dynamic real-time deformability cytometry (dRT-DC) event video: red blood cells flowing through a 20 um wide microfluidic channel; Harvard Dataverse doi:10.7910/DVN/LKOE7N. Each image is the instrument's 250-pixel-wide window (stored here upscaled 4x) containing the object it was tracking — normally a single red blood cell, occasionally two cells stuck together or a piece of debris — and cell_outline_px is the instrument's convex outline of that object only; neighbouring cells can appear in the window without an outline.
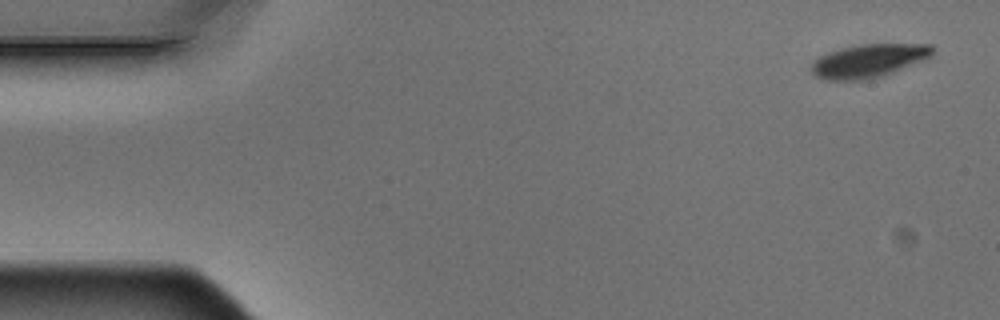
{"species": "Egyptian fruit bat (a non-hibernating species)", "species_latin": "Rousettus aegyptiacus", "temperature_condition": "warm", "stored_images_in_passage": 6, "segment_of_instrument_passage": [1, 2], "camera_frame_rate_fps": 3000, "um_per_image_px": 0.085, "animal": {"sex": "male"}, "frame": {"image": 1, "passage_image": 1, "time_ms": 0.0, "image_size_px": [1000, 320], "cell_outline_px": [[932, 56], [928, 60], [884, 76], [864, 80], [828, 80], [816, 76], [808, 68], [820, 56], [828, 52], [840, 48], [860, 44], [932, 44]], "centroid_in_image_um": [73.88, 5.17], "position_along_channel_um": 11.1, "area_um2": 23.93}}
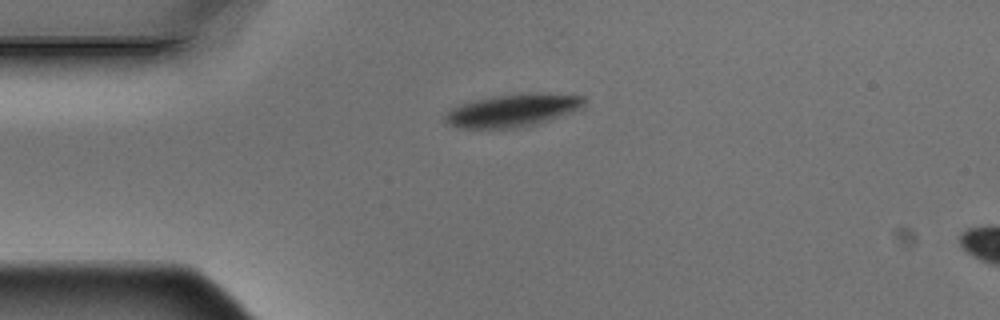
{"frame": {"image": 2, "passage_image": 4, "time_ms": 1.0, "image_size_px": [1000, 320], "cell_outline_px": [[584, 108], [536, 124], [516, 128], [460, 128], [448, 124], [444, 120], [444, 116], [452, 108], [460, 104], [492, 96], [520, 92], [536, 92], [584, 96]], "centroid_in_image_um": [43.6, 9.37], "position_along_channel_um": 41.4, "area_um2": 26.7}}